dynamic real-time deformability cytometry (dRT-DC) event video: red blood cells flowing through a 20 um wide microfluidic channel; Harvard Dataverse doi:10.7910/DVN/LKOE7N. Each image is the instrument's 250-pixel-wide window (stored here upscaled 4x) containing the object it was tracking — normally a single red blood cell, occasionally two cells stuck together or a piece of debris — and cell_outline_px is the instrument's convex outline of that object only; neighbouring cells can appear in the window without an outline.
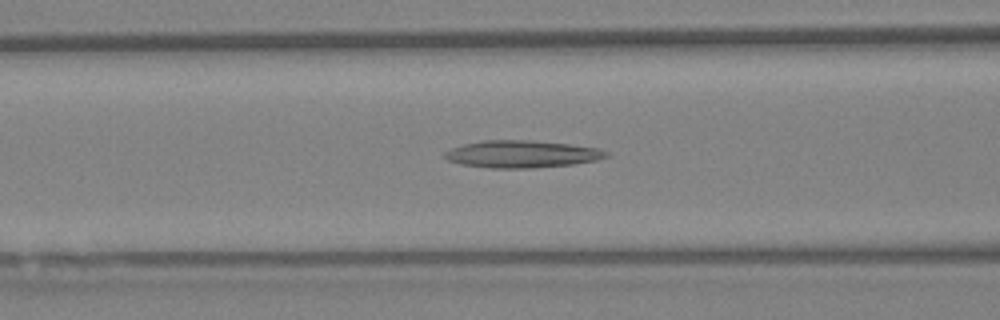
{"species": "Egyptian fruit bat (a non-hibernating species)", "species_latin": "Rousettus aegyptiacus", "temperature_condition": "warm", "stored_images_in_passage": 33, "segment_of_instrument_passage": [1, 2], "camera_frame_rate_fps": 3000, "um_per_image_px": 0.085, "animal": {"sex": "female"}, "frame": {"image": 1, "passage_image": 12, "time_ms": 3.667, "image_size_px": [1000, 320], "cell_outline_px": [[608, 156], [596, 160], [572, 164], [532, 168], [488, 168], [460, 164], [448, 160], [444, 156], [444, 152], [452, 148], [464, 144], [484, 140], [532, 140], [568, 144], [600, 148], [608, 152]], "centroid_in_image_um": [44.35, 13.1], "position_along_channel_um": 122.3, "area_um2": 25.61}}
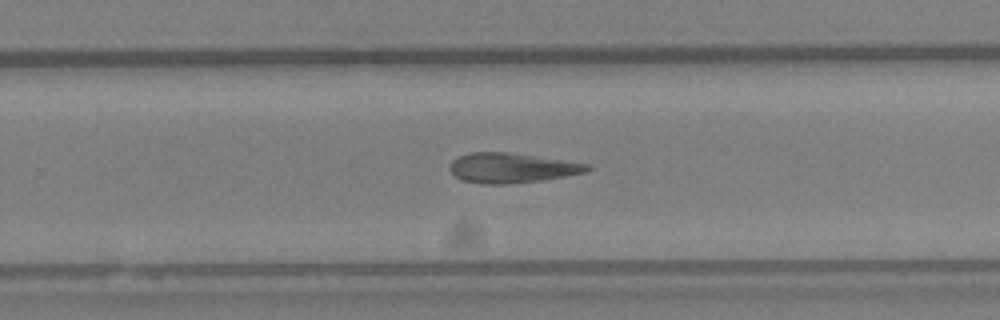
{"frame": {"image": 2, "passage_image": 22, "time_ms": 7.0, "image_size_px": [1000, 320], "cell_outline_px": [[592, 168], [584, 172], [564, 176], [540, 180], [508, 184], [484, 184], [464, 180], [456, 176], [448, 168], [452, 160], [460, 156], [472, 152], [508, 152], [592, 164]], "centroid_in_image_um": [43.5, 14.26], "position_along_channel_um": 286.3, "area_um2": 23.7}}
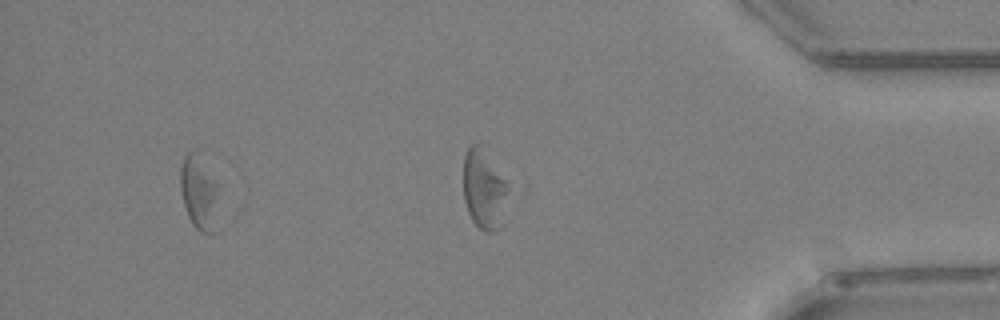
{"frame": {"image": 3, "passage_image": 30, "time_ms": 9.667, "image_size_px": [1000, 320], "cell_outline_px": [[220, 184], [216, 232], [200, 232], [192, 224], [188, 216], [184, 204], [180, 188], [180, 168], [184, 156], [188, 152], [192, 152]], "centroid_in_image_um": [16.96, 16.47], "position_along_channel_um": 418.2, "area_um2": 16.59}}